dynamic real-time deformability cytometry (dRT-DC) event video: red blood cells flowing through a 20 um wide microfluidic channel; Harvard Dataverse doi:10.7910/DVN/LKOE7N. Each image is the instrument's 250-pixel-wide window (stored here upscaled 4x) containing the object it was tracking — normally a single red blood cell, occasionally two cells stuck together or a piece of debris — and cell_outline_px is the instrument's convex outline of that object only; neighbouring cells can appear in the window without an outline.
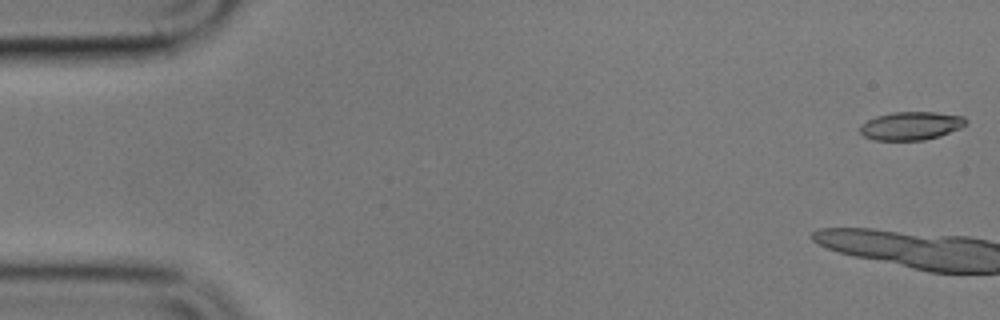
{"species": "common noctule bat (a hibernating species)", "species_latin": "Nyctalus noctula", "temperature_condition": "cold", "stored_images_in_passage": 5, "camera_frame_rate_fps": 3000, "um_per_image_px": 0.085, "animal": {"sex": "male", "body_mass_g": 17.9}, "frame": {"image": 1, "passage_image": 1, "time_ms": 0.0, "image_size_px": [1000, 320], "cell_outline_px": [[968, 120], [960, 128], [940, 136], [924, 140], [872, 140], [864, 136], [860, 132], [860, 124], [876, 116], [892, 112], [936, 112], [964, 116]], "centroid_in_image_um": [77.43, 10.69], "position_along_channel_um": 7.6, "area_um2": 17.51}}